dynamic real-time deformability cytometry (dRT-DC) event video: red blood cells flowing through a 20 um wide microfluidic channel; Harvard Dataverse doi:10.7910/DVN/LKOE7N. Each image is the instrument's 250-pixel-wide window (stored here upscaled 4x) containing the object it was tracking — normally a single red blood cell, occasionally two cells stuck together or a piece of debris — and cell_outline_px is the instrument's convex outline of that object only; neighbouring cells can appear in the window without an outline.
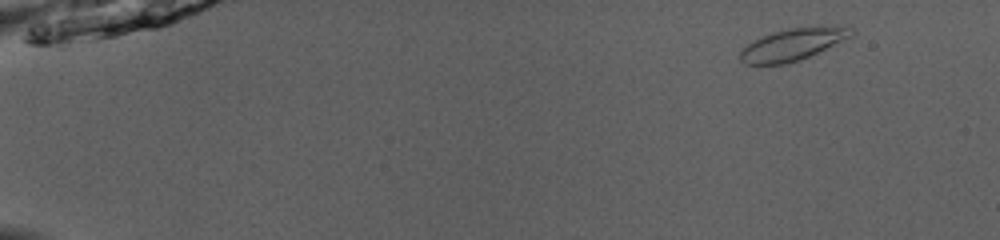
{"species": "common noctule bat (a hibernating species)", "species_latin": "Nyctalus noctula", "temperature_condition": "room temperature", "stored_images_in_passage": 49, "camera_frame_rate_fps": 3000, "um_per_image_px": 0.085, "animal": {"sex": "male", "body_mass_g": 13.0, "forearm_length_mm": 53.1}, "frame": {"image": 1, "passage_image": 3, "time_ms": 0.667, "image_size_px": [1000, 240], "cell_outline_px": [[852, 36], [800, 60], [788, 64], [744, 64], [740, 60], [740, 52], [748, 44], [760, 36], [772, 32], [788, 28], [848, 24], [852, 24]], "centroid_in_image_um": [67.43, 3.74], "position_along_channel_um": 17.6, "area_um2": 20.92}}
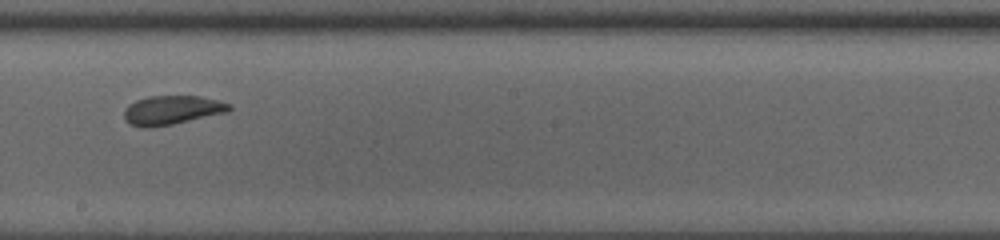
{"frame": {"image": 2, "passage_image": 29, "time_ms": 9.333, "image_size_px": [1000, 240], "cell_outline_px": [[232, 108], [228, 112], [172, 124], [152, 128], [144, 128], [132, 124], [124, 120], [124, 112], [128, 104], [136, 100], [148, 96], [200, 96], [232, 104]], "centroid_in_image_um": [14.61, 9.36], "position_along_channel_um": 233.6, "area_um2": 17.8}}
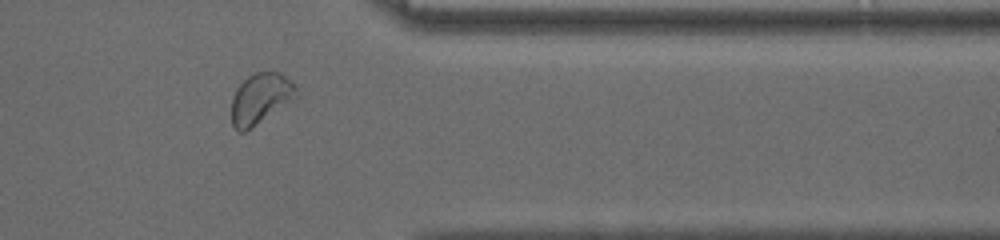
{"frame": {"image": 3, "passage_image": 41, "time_ms": 13.333, "image_size_px": [1000, 240], "cell_outline_px": [[300, 96], [252, 128], [244, 132], [236, 132], [232, 124], [232, 96], [236, 88], [248, 76], [256, 72], [280, 72], [296, 88]], "centroid_in_image_um": [22.14, 8.4], "position_along_channel_um": 389.3, "area_um2": 19.25}, "authors_computed_cell_mechanics": {"area_um2": 19.363, "velocity_mm_per_s": 4.023, "shape_relaxation_time_tau1_ms": 5.457, "shape_relaxation_time_tau2_ms": 2.452, "deformation_change_tau1": 0.0936, "deformation_change_tau2": 0.0483}}